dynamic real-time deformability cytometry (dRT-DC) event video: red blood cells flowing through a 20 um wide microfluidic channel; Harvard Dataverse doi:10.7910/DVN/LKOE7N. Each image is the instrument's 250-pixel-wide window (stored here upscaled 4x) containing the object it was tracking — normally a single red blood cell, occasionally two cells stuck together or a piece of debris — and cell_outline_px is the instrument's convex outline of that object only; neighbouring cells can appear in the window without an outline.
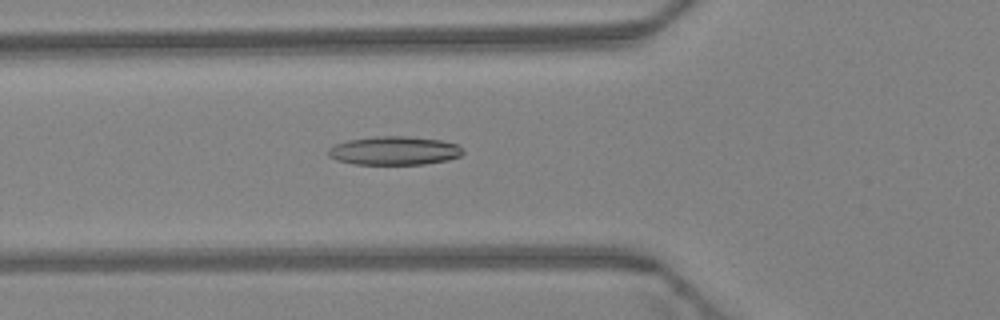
{"species": "Egyptian fruit bat (a non-hibernating species)", "species_latin": "Rousettus aegyptiacus", "temperature_condition": "warm", "stored_images_in_passage": 34, "camera_frame_rate_fps": 3000, "um_per_image_px": 0.085, "animal": {"sex": "female"}, "frame": {"image": 1, "passage_image": 4, "time_ms": 1.0, "image_size_px": [1000, 320], "cell_outline_px": [[464, 152], [460, 156], [448, 160], [424, 164], [356, 164], [336, 160], [328, 156], [328, 148], [336, 144], [348, 140], [376, 136], [408, 136], [440, 140], [456, 144], [464, 148]], "centroid_in_image_um": [33.53, 12.8], "position_along_channel_um": 92.3, "area_um2": 22.48}}
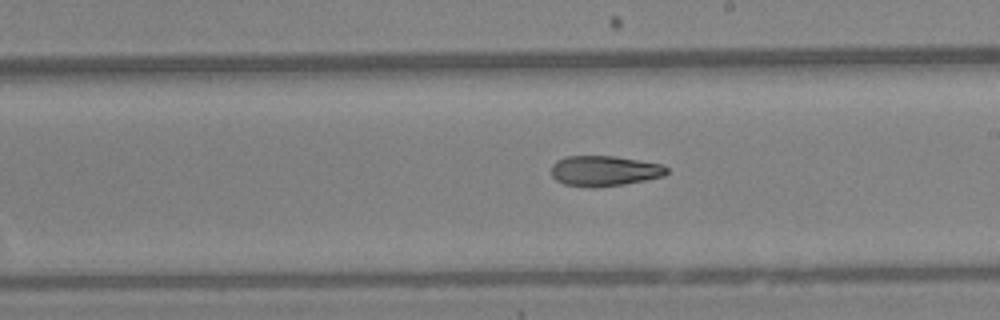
{"frame": {"image": 2, "passage_image": 14, "time_ms": 4.333, "image_size_px": [1000, 320], "cell_outline_px": [[668, 172], [664, 176], [624, 184], [564, 184], [556, 180], [552, 176], [552, 164], [556, 160], [564, 156], [616, 156], [664, 164], [668, 168]], "centroid_in_image_um": [51.42, 14.46], "position_along_channel_um": 237.6, "area_um2": 19.77}}
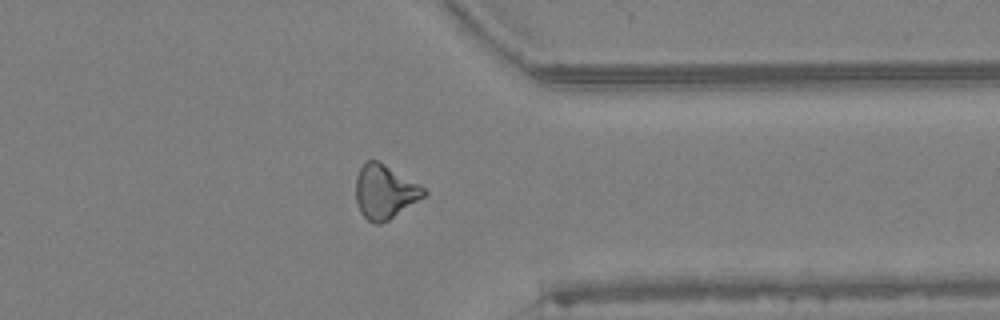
{"frame": {"image": 3, "passage_image": 24, "time_ms": 7.667, "image_size_px": [1000, 320], "cell_outline_px": [[428, 192], [424, 196], [388, 220], [380, 224], [376, 224], [368, 220], [360, 212], [356, 200], [356, 176], [360, 168], [368, 160], [380, 160], [420, 184]], "centroid_in_image_um": [32.7, 16.27], "position_along_channel_um": 378.7, "area_um2": 21.39}, "authors_computed_cell_mechanics": {"area_um2": 20.8369, "velocity_mm_per_s": 4.3705, "shape_relaxation_time_tau1_ms": null, "shape_relaxation_time_tau2_ms": 4.4456, "deformation_change_tau1": null, "deformation_change_tau2": 0.1297}}